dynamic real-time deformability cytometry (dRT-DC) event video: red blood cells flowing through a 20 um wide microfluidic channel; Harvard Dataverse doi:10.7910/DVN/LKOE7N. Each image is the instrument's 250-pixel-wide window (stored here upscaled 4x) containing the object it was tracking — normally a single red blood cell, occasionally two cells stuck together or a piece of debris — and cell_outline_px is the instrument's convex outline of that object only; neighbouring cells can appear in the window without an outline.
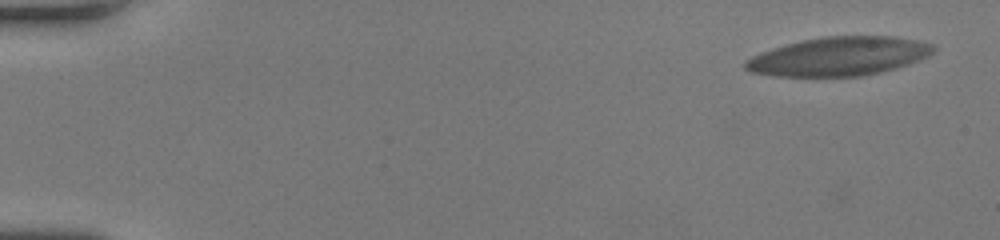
{"species": "human", "species_latin": "Homo sapiens", "temperature_condition": "room temperature", "stored_images_in_passage": 51, "camera_frame_rate_fps": 3000, "um_per_image_px": 0.085, "donor": {"sex": "female"}, "frame": {"image": 1, "passage_image": 1, "time_ms": 0.0, "image_size_px": [1000, 240], "cell_outline_px": [[936, 52], [920, 60], [896, 68], [880, 72], [860, 76], [772, 76], [752, 72], [744, 68], [744, 60], [760, 52], [772, 48], [804, 40], [824, 36], [896, 36], [916, 40], [932, 44], [936, 48]], "centroid_in_image_um": [71.32, 4.79], "position_along_channel_um": 13.7, "area_um2": 42.54}}
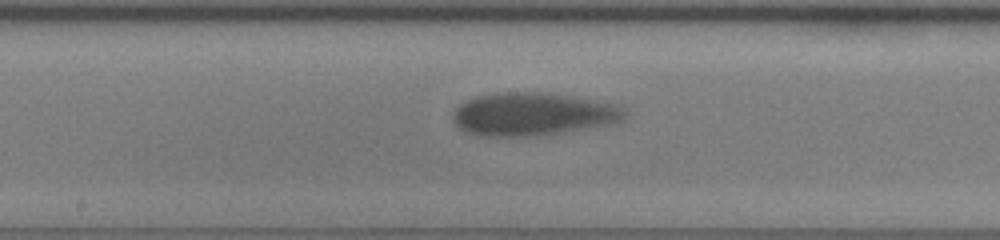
{"frame": {"image": 2, "passage_image": 28, "time_ms": 9.0, "image_size_px": [1000, 240], "cell_outline_px": [[628, 112], [620, 120], [608, 124], [556, 132], [528, 136], [476, 136], [464, 132], [452, 120], [452, 112], [464, 100], [476, 96], [500, 92], [544, 92], [572, 96], [620, 104]], "centroid_in_image_um": [45.22, 9.68], "position_along_channel_um": 203.0, "area_um2": 42.95}}
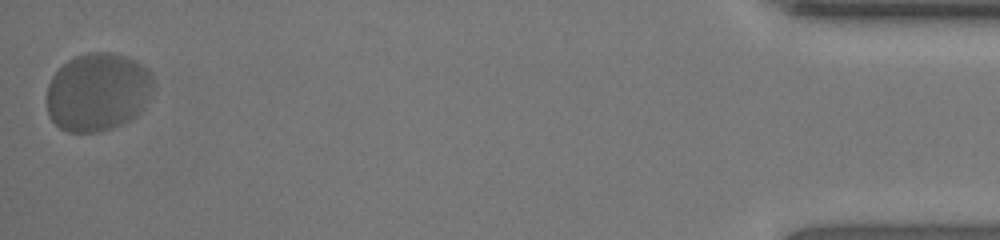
{"frame": {"image": 3, "passage_image": 51, "time_ms": 16.667, "image_size_px": [1000, 240], "cell_outline_px": [[152, 88], [148, 100], [144, 108], [136, 116], [112, 128], [100, 132], [68, 132], [60, 128], [52, 120], [48, 112], [48, 84], [52, 76], [68, 60], [76, 56], [88, 52], [112, 52], [136, 60], [152, 76]], "centroid_in_image_um": [8.31, 7.82], "position_along_channel_um": 426.9, "area_um2": 48.38}, "authors_computed_cell_mechanics": {"area_um2": 42.5408, "velocity_mm_per_s": 3.995, "shape_relaxation_time_tau1_ms": 5.0518, "shape_relaxation_time_tau2_ms": null, "deformation_change_tau1": 0.1826, "deformation_change_tau2": null}}